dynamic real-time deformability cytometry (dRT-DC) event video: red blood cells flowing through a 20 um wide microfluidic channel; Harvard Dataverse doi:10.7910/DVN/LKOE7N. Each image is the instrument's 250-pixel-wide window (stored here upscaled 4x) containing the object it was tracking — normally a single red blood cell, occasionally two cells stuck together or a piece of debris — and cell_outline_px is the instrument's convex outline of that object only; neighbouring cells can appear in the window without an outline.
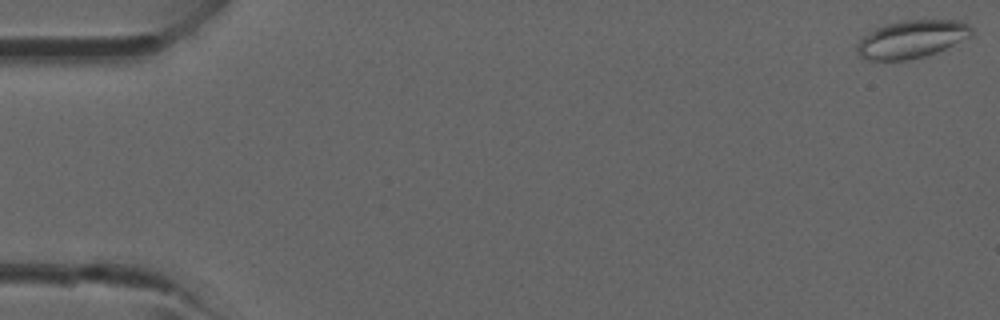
{"species": "common noctule bat (a hibernating species)", "species_latin": "Nyctalus noctula", "temperature_condition": "room temperature", "stored_images_in_passage": 5, "camera_frame_rate_fps": 3000, "um_per_image_px": 0.085, "animal": {"sex": "male", "forearm_length_mm": 52.5}, "frame": {"image": 1, "passage_image": 1, "time_ms": 0.0, "image_size_px": [1000, 320], "cell_outline_px": [[972, 36], [936, 52], [924, 56], [908, 60], [868, 60], [860, 56], [856, 48], [856, 44], [864, 36], [876, 28], [884, 24], [904, 20], [960, 20], [968, 24], [972, 28]], "centroid_in_image_um": [77.5, 3.32], "position_along_channel_um": 7.5, "area_um2": 25.14}}